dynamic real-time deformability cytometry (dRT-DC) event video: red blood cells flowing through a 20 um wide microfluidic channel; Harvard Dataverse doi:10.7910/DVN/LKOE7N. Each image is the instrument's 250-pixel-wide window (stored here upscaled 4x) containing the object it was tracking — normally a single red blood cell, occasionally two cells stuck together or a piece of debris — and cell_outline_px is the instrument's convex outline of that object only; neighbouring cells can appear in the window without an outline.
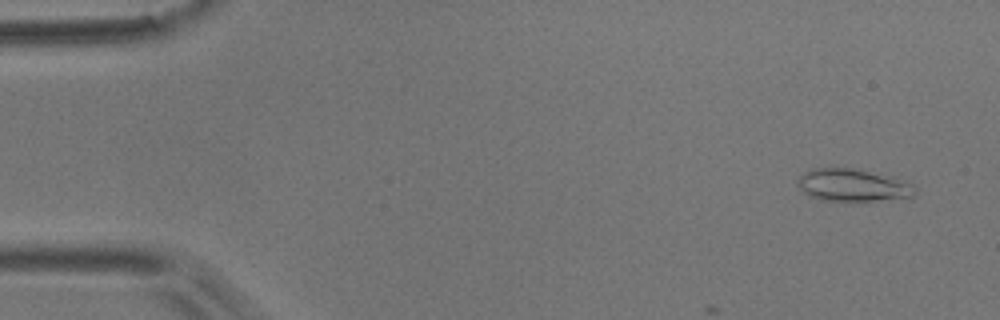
{"species": "common noctule bat (a hibernating species)", "species_latin": "Nyctalus noctula", "temperature_condition": "room temperature", "stored_images_in_passage": 7, "camera_frame_rate_fps": 3000, "um_per_image_px": 0.085, "animal": {"sex": "male", "body_mass_g": 17.9}, "frame": {"image": 1, "passage_image": 3, "time_ms": 0.667, "image_size_px": [1000, 320], "cell_outline_px": [[916, 192], [912, 196], [848, 204], [820, 200], [808, 196], [796, 184], [796, 180], [804, 172], [812, 168], [856, 168], [892, 176], [912, 184], [916, 188]], "centroid_in_image_um": [72.44, 15.77], "position_along_channel_um": 12.6, "area_um2": 23.06}}